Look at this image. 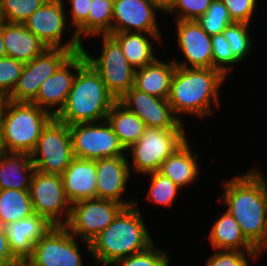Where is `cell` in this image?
Returning <instances> with one entry per match:
<instances>
[{"instance_id": "7c38bea8", "label": "cell", "mask_w": 267, "mask_h": 266, "mask_svg": "<svg viewBox=\"0 0 267 266\" xmlns=\"http://www.w3.org/2000/svg\"><path fill=\"white\" fill-rule=\"evenodd\" d=\"M63 0H47L23 24L38 37L47 48H63L74 54L83 51V43L75 32L68 42L61 44L63 31L68 24Z\"/></svg>"}, {"instance_id": "603a6c76", "label": "cell", "mask_w": 267, "mask_h": 266, "mask_svg": "<svg viewBox=\"0 0 267 266\" xmlns=\"http://www.w3.org/2000/svg\"><path fill=\"white\" fill-rule=\"evenodd\" d=\"M175 68L173 60L167 63L156 58L151 64L135 70L133 87L149 95L168 99Z\"/></svg>"}, {"instance_id": "ac0fdd59", "label": "cell", "mask_w": 267, "mask_h": 266, "mask_svg": "<svg viewBox=\"0 0 267 266\" xmlns=\"http://www.w3.org/2000/svg\"><path fill=\"white\" fill-rule=\"evenodd\" d=\"M126 156H116L96 160V198L112 200L125 207L133 206L134 199L124 200L123 195L131 175V167Z\"/></svg>"}, {"instance_id": "9a60e30c", "label": "cell", "mask_w": 267, "mask_h": 266, "mask_svg": "<svg viewBox=\"0 0 267 266\" xmlns=\"http://www.w3.org/2000/svg\"><path fill=\"white\" fill-rule=\"evenodd\" d=\"M118 101L139 116L146 127L184 129V122L174 114L168 99H161L132 87Z\"/></svg>"}, {"instance_id": "44dd1931", "label": "cell", "mask_w": 267, "mask_h": 266, "mask_svg": "<svg viewBox=\"0 0 267 266\" xmlns=\"http://www.w3.org/2000/svg\"><path fill=\"white\" fill-rule=\"evenodd\" d=\"M61 177L66 197L71 204L96 198V160L74 158Z\"/></svg>"}, {"instance_id": "8992f818", "label": "cell", "mask_w": 267, "mask_h": 266, "mask_svg": "<svg viewBox=\"0 0 267 266\" xmlns=\"http://www.w3.org/2000/svg\"><path fill=\"white\" fill-rule=\"evenodd\" d=\"M30 155L35 170L62 175L75 158L69 125L54 116L42 130Z\"/></svg>"}, {"instance_id": "52a82bcc", "label": "cell", "mask_w": 267, "mask_h": 266, "mask_svg": "<svg viewBox=\"0 0 267 266\" xmlns=\"http://www.w3.org/2000/svg\"><path fill=\"white\" fill-rule=\"evenodd\" d=\"M185 134V129L146 127L139 140L128 148L134 172L144 176L157 172L162 162L189 139Z\"/></svg>"}, {"instance_id": "3957f363", "label": "cell", "mask_w": 267, "mask_h": 266, "mask_svg": "<svg viewBox=\"0 0 267 266\" xmlns=\"http://www.w3.org/2000/svg\"><path fill=\"white\" fill-rule=\"evenodd\" d=\"M137 205L135 202L133 206L125 207L90 242V255L95 263L108 266L115 260L146 250L154 243Z\"/></svg>"}, {"instance_id": "d6a6232c", "label": "cell", "mask_w": 267, "mask_h": 266, "mask_svg": "<svg viewBox=\"0 0 267 266\" xmlns=\"http://www.w3.org/2000/svg\"><path fill=\"white\" fill-rule=\"evenodd\" d=\"M47 0H0V18L23 24Z\"/></svg>"}, {"instance_id": "5b68a950", "label": "cell", "mask_w": 267, "mask_h": 266, "mask_svg": "<svg viewBox=\"0 0 267 266\" xmlns=\"http://www.w3.org/2000/svg\"><path fill=\"white\" fill-rule=\"evenodd\" d=\"M54 117L34 103L8 100L1 138V152L31 154L42 130Z\"/></svg>"}, {"instance_id": "1f68e13d", "label": "cell", "mask_w": 267, "mask_h": 266, "mask_svg": "<svg viewBox=\"0 0 267 266\" xmlns=\"http://www.w3.org/2000/svg\"><path fill=\"white\" fill-rule=\"evenodd\" d=\"M146 175H149L151 179L147 200L151 201L154 205L171 206L178 191L181 190L180 187L158 171Z\"/></svg>"}, {"instance_id": "836d02e7", "label": "cell", "mask_w": 267, "mask_h": 266, "mask_svg": "<svg viewBox=\"0 0 267 266\" xmlns=\"http://www.w3.org/2000/svg\"><path fill=\"white\" fill-rule=\"evenodd\" d=\"M169 257L167 251L158 249L153 243L146 250L115 260L108 266H169Z\"/></svg>"}, {"instance_id": "7a4b0ae2", "label": "cell", "mask_w": 267, "mask_h": 266, "mask_svg": "<svg viewBox=\"0 0 267 266\" xmlns=\"http://www.w3.org/2000/svg\"><path fill=\"white\" fill-rule=\"evenodd\" d=\"M227 77L215 68H186L176 66L170 86L168 102L182 121V114L204 119L212 115L211 102L219 104V90ZM180 116V117H179Z\"/></svg>"}, {"instance_id": "5bb4252c", "label": "cell", "mask_w": 267, "mask_h": 266, "mask_svg": "<svg viewBox=\"0 0 267 266\" xmlns=\"http://www.w3.org/2000/svg\"><path fill=\"white\" fill-rule=\"evenodd\" d=\"M74 53L63 48H47L41 55L25 63L18 82L7 97L15 102L32 103L40 85L53 75Z\"/></svg>"}, {"instance_id": "4316f807", "label": "cell", "mask_w": 267, "mask_h": 266, "mask_svg": "<svg viewBox=\"0 0 267 266\" xmlns=\"http://www.w3.org/2000/svg\"><path fill=\"white\" fill-rule=\"evenodd\" d=\"M209 239L214 250L258 251L245 238L239 223L227 210L215 221Z\"/></svg>"}, {"instance_id": "83f0119b", "label": "cell", "mask_w": 267, "mask_h": 266, "mask_svg": "<svg viewBox=\"0 0 267 266\" xmlns=\"http://www.w3.org/2000/svg\"><path fill=\"white\" fill-rule=\"evenodd\" d=\"M106 120L127 151L133 143L139 140L146 128L144 121L119 101L113 104Z\"/></svg>"}, {"instance_id": "4dcf8cb0", "label": "cell", "mask_w": 267, "mask_h": 266, "mask_svg": "<svg viewBox=\"0 0 267 266\" xmlns=\"http://www.w3.org/2000/svg\"><path fill=\"white\" fill-rule=\"evenodd\" d=\"M249 24L232 22L222 32L230 45L233 56L239 61L245 60L252 49V36L248 31Z\"/></svg>"}, {"instance_id": "2e32d148", "label": "cell", "mask_w": 267, "mask_h": 266, "mask_svg": "<svg viewBox=\"0 0 267 266\" xmlns=\"http://www.w3.org/2000/svg\"><path fill=\"white\" fill-rule=\"evenodd\" d=\"M83 51L73 54L53 75L41 85L36 99L32 102L56 116L64 107L77 70L86 62ZM59 106V107H58ZM55 109L53 110V108ZM56 107H58L56 109Z\"/></svg>"}, {"instance_id": "e575fe53", "label": "cell", "mask_w": 267, "mask_h": 266, "mask_svg": "<svg viewBox=\"0 0 267 266\" xmlns=\"http://www.w3.org/2000/svg\"><path fill=\"white\" fill-rule=\"evenodd\" d=\"M197 21L210 36L222 33L232 23L227 8L220 0H214L206 13Z\"/></svg>"}, {"instance_id": "9c48e42d", "label": "cell", "mask_w": 267, "mask_h": 266, "mask_svg": "<svg viewBox=\"0 0 267 266\" xmlns=\"http://www.w3.org/2000/svg\"><path fill=\"white\" fill-rule=\"evenodd\" d=\"M102 36V51L93 58L84 49L86 60L99 73L108 92L118 101L134 86L135 69L127 61L119 43L111 35Z\"/></svg>"}, {"instance_id": "ee69618b", "label": "cell", "mask_w": 267, "mask_h": 266, "mask_svg": "<svg viewBox=\"0 0 267 266\" xmlns=\"http://www.w3.org/2000/svg\"><path fill=\"white\" fill-rule=\"evenodd\" d=\"M153 5H155L159 10L163 12H168L174 4L175 0H149Z\"/></svg>"}, {"instance_id": "8fae6325", "label": "cell", "mask_w": 267, "mask_h": 266, "mask_svg": "<svg viewBox=\"0 0 267 266\" xmlns=\"http://www.w3.org/2000/svg\"><path fill=\"white\" fill-rule=\"evenodd\" d=\"M29 194L34 213L45 217L52 225L67 223L72 204L66 197L61 175L35 170Z\"/></svg>"}, {"instance_id": "d6986e66", "label": "cell", "mask_w": 267, "mask_h": 266, "mask_svg": "<svg viewBox=\"0 0 267 266\" xmlns=\"http://www.w3.org/2000/svg\"><path fill=\"white\" fill-rule=\"evenodd\" d=\"M156 10L149 0H114L112 33L144 32L161 34Z\"/></svg>"}, {"instance_id": "b9f144b4", "label": "cell", "mask_w": 267, "mask_h": 266, "mask_svg": "<svg viewBox=\"0 0 267 266\" xmlns=\"http://www.w3.org/2000/svg\"><path fill=\"white\" fill-rule=\"evenodd\" d=\"M0 264L4 266H17L21 264L14 256L9 247L4 226L0 225Z\"/></svg>"}, {"instance_id": "7bdbcfd3", "label": "cell", "mask_w": 267, "mask_h": 266, "mask_svg": "<svg viewBox=\"0 0 267 266\" xmlns=\"http://www.w3.org/2000/svg\"><path fill=\"white\" fill-rule=\"evenodd\" d=\"M7 103H8L7 96L0 94V151H1V138H2V132H3V122H4V116H5Z\"/></svg>"}, {"instance_id": "30bf717a", "label": "cell", "mask_w": 267, "mask_h": 266, "mask_svg": "<svg viewBox=\"0 0 267 266\" xmlns=\"http://www.w3.org/2000/svg\"><path fill=\"white\" fill-rule=\"evenodd\" d=\"M75 158L98 160L126 156L127 151L107 120L69 125Z\"/></svg>"}, {"instance_id": "60d3db41", "label": "cell", "mask_w": 267, "mask_h": 266, "mask_svg": "<svg viewBox=\"0 0 267 266\" xmlns=\"http://www.w3.org/2000/svg\"><path fill=\"white\" fill-rule=\"evenodd\" d=\"M228 10L232 22L250 24L257 0H220Z\"/></svg>"}, {"instance_id": "f546056e", "label": "cell", "mask_w": 267, "mask_h": 266, "mask_svg": "<svg viewBox=\"0 0 267 266\" xmlns=\"http://www.w3.org/2000/svg\"><path fill=\"white\" fill-rule=\"evenodd\" d=\"M114 0H92L88 11V35H110L112 33Z\"/></svg>"}, {"instance_id": "f6af8a7d", "label": "cell", "mask_w": 267, "mask_h": 266, "mask_svg": "<svg viewBox=\"0 0 267 266\" xmlns=\"http://www.w3.org/2000/svg\"><path fill=\"white\" fill-rule=\"evenodd\" d=\"M7 57L3 41V19L0 18V58Z\"/></svg>"}, {"instance_id": "d590c367", "label": "cell", "mask_w": 267, "mask_h": 266, "mask_svg": "<svg viewBox=\"0 0 267 266\" xmlns=\"http://www.w3.org/2000/svg\"><path fill=\"white\" fill-rule=\"evenodd\" d=\"M211 41L213 68L220 70L227 77L232 71L233 65L240 62L233 56L230 45L223 33L212 35Z\"/></svg>"}, {"instance_id": "e0dca14e", "label": "cell", "mask_w": 267, "mask_h": 266, "mask_svg": "<svg viewBox=\"0 0 267 266\" xmlns=\"http://www.w3.org/2000/svg\"><path fill=\"white\" fill-rule=\"evenodd\" d=\"M177 43L186 61L174 60L176 66L213 68L212 41L196 20H175Z\"/></svg>"}, {"instance_id": "4fadbf2b", "label": "cell", "mask_w": 267, "mask_h": 266, "mask_svg": "<svg viewBox=\"0 0 267 266\" xmlns=\"http://www.w3.org/2000/svg\"><path fill=\"white\" fill-rule=\"evenodd\" d=\"M76 237L64 225H53L34 245L27 266H83Z\"/></svg>"}, {"instance_id": "7402d4cb", "label": "cell", "mask_w": 267, "mask_h": 266, "mask_svg": "<svg viewBox=\"0 0 267 266\" xmlns=\"http://www.w3.org/2000/svg\"><path fill=\"white\" fill-rule=\"evenodd\" d=\"M3 41L7 57L23 63L30 62L41 55L47 46L24 24L10 23L3 20Z\"/></svg>"}, {"instance_id": "cb8c5ba5", "label": "cell", "mask_w": 267, "mask_h": 266, "mask_svg": "<svg viewBox=\"0 0 267 266\" xmlns=\"http://www.w3.org/2000/svg\"><path fill=\"white\" fill-rule=\"evenodd\" d=\"M188 139L166 158L158 170L159 173L171 179L181 189L194 183L200 175L196 159L198 153L190 149Z\"/></svg>"}, {"instance_id": "d4e9b609", "label": "cell", "mask_w": 267, "mask_h": 266, "mask_svg": "<svg viewBox=\"0 0 267 266\" xmlns=\"http://www.w3.org/2000/svg\"><path fill=\"white\" fill-rule=\"evenodd\" d=\"M34 171L30 154L0 151V190H29Z\"/></svg>"}, {"instance_id": "8d00e7d4", "label": "cell", "mask_w": 267, "mask_h": 266, "mask_svg": "<svg viewBox=\"0 0 267 266\" xmlns=\"http://www.w3.org/2000/svg\"><path fill=\"white\" fill-rule=\"evenodd\" d=\"M260 255L259 251L215 250L206 266H250L248 259H257Z\"/></svg>"}, {"instance_id": "74e56055", "label": "cell", "mask_w": 267, "mask_h": 266, "mask_svg": "<svg viewBox=\"0 0 267 266\" xmlns=\"http://www.w3.org/2000/svg\"><path fill=\"white\" fill-rule=\"evenodd\" d=\"M25 63L11 57L0 58V94L9 96L14 90Z\"/></svg>"}, {"instance_id": "484cf974", "label": "cell", "mask_w": 267, "mask_h": 266, "mask_svg": "<svg viewBox=\"0 0 267 266\" xmlns=\"http://www.w3.org/2000/svg\"><path fill=\"white\" fill-rule=\"evenodd\" d=\"M110 35L119 43L124 56L135 70L151 64L157 58L154 56V47L150 38L163 42L161 34L147 35L144 32H119Z\"/></svg>"}, {"instance_id": "ab89813d", "label": "cell", "mask_w": 267, "mask_h": 266, "mask_svg": "<svg viewBox=\"0 0 267 266\" xmlns=\"http://www.w3.org/2000/svg\"><path fill=\"white\" fill-rule=\"evenodd\" d=\"M91 1L92 0H69L72 7L70 8L71 12H69L71 14H66L67 21H69L70 16H72V18H70L71 22L69 21L68 24H72L74 27L73 31L80 42H82V36H88V11L91 6Z\"/></svg>"}, {"instance_id": "f35d334b", "label": "cell", "mask_w": 267, "mask_h": 266, "mask_svg": "<svg viewBox=\"0 0 267 266\" xmlns=\"http://www.w3.org/2000/svg\"><path fill=\"white\" fill-rule=\"evenodd\" d=\"M214 0H175L167 13H174L176 20H198ZM178 11V12H177Z\"/></svg>"}, {"instance_id": "277c9868", "label": "cell", "mask_w": 267, "mask_h": 266, "mask_svg": "<svg viewBox=\"0 0 267 266\" xmlns=\"http://www.w3.org/2000/svg\"><path fill=\"white\" fill-rule=\"evenodd\" d=\"M115 102L99 73L86 61L77 70L66 103L55 117L67 125L101 122Z\"/></svg>"}, {"instance_id": "7dc6e473", "label": "cell", "mask_w": 267, "mask_h": 266, "mask_svg": "<svg viewBox=\"0 0 267 266\" xmlns=\"http://www.w3.org/2000/svg\"><path fill=\"white\" fill-rule=\"evenodd\" d=\"M266 251H267V235H266Z\"/></svg>"}, {"instance_id": "f1b7e54d", "label": "cell", "mask_w": 267, "mask_h": 266, "mask_svg": "<svg viewBox=\"0 0 267 266\" xmlns=\"http://www.w3.org/2000/svg\"><path fill=\"white\" fill-rule=\"evenodd\" d=\"M34 214L29 190L6 189L0 190V225Z\"/></svg>"}, {"instance_id": "6da1fadb", "label": "cell", "mask_w": 267, "mask_h": 266, "mask_svg": "<svg viewBox=\"0 0 267 266\" xmlns=\"http://www.w3.org/2000/svg\"><path fill=\"white\" fill-rule=\"evenodd\" d=\"M222 182L220 197L227 211L236 219L245 238L260 252L266 251L267 181L258 170Z\"/></svg>"}, {"instance_id": "ba28073f", "label": "cell", "mask_w": 267, "mask_h": 266, "mask_svg": "<svg viewBox=\"0 0 267 266\" xmlns=\"http://www.w3.org/2000/svg\"><path fill=\"white\" fill-rule=\"evenodd\" d=\"M124 208V205L112 200H80L71 205L70 216L64 226L86 244L90 253V242L107 228Z\"/></svg>"}, {"instance_id": "ffe728a7", "label": "cell", "mask_w": 267, "mask_h": 266, "mask_svg": "<svg viewBox=\"0 0 267 266\" xmlns=\"http://www.w3.org/2000/svg\"><path fill=\"white\" fill-rule=\"evenodd\" d=\"M53 225L43 216L34 213L4 226L13 256L24 264L33 253L34 245Z\"/></svg>"}, {"instance_id": "bcb514c9", "label": "cell", "mask_w": 267, "mask_h": 266, "mask_svg": "<svg viewBox=\"0 0 267 266\" xmlns=\"http://www.w3.org/2000/svg\"><path fill=\"white\" fill-rule=\"evenodd\" d=\"M17 266H27V265L24 263V264H19V265H17Z\"/></svg>"}]
</instances>
